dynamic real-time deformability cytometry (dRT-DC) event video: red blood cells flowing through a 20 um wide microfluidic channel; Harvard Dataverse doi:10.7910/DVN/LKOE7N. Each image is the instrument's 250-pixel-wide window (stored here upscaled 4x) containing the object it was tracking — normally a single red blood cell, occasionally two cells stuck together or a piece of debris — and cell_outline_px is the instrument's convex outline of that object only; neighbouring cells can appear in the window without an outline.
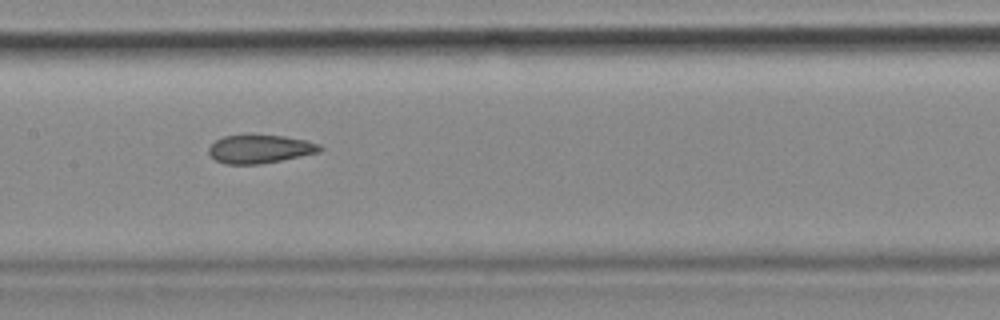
{"species": "common noctule bat (a hibernating species)", "species_latin": "Nyctalus noctula", "temperature_condition": "cold", "stored_images_in_passage": 50, "camera_frame_rate_fps": 3000, "um_per_image_px": 0.085, "animal": {"sex": "female", "body_mass_g": 18.4}, "frame": {"image": 1, "passage_image": 22, "time_ms": 7.0, "image_size_px": [1000, 320], "cell_outline_px": [[324, 148], [320, 152], [260, 164], [224, 164], [216, 160], [208, 152], [208, 148], [216, 140], [224, 136], [248, 132], [284, 136], [308, 140], [320, 144]], "centroid_in_image_um": [22.1, 12.62], "position_along_channel_um": 185.3, "area_um2": 19.02}, "authors_computed_cell_mechanics": {"area_um2": 19.4208, "velocity_mm_per_s": 3.6639, "shape_relaxation_time_tau1_ms": null, "shape_relaxation_time_tau2_ms": 3.1013, "deformation_change_tau1": null, "deformation_change_tau2": 0.0853}}